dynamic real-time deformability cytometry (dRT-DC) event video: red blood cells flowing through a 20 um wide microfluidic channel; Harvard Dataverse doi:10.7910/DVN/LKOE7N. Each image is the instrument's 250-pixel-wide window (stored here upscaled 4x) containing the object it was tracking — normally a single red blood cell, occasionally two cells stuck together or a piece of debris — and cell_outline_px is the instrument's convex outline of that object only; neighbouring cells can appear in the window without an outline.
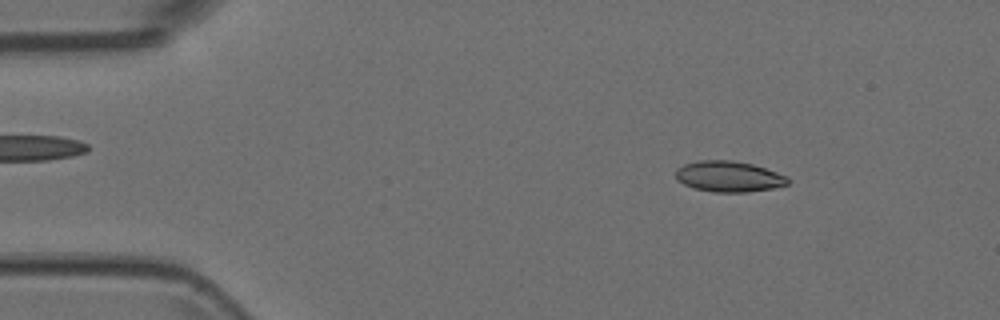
{"species": "Egyptian fruit bat (a non-hibernating species)", "species_latin": "Rousettus aegyptiacus", "temperature_condition": "room temperature", "stored_images_in_passage": 5, "camera_frame_rate_fps": 3000, "um_per_image_px": 0.085, "animal": {"sex": "female"}, "frame": {"image": 1, "passage_image": 2, "time_ms": 0.333, "image_size_px": [1000, 320], "cell_outline_px": [[788, 184], [772, 188], [748, 192], [712, 192], [696, 188], [684, 184], [676, 180], [676, 168], [684, 164], [700, 160], [732, 160], [752, 164], [788, 176]], "centroid_in_image_um": [61.93, 15.0], "position_along_channel_um": 23.1, "area_um2": 20.06}}
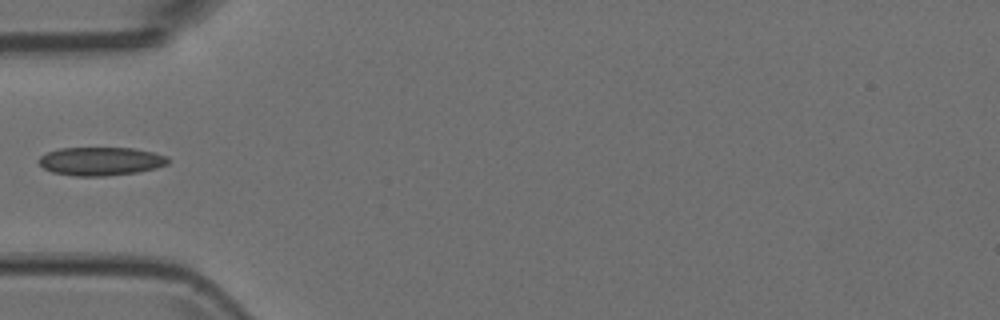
{"frame": {"image": 2, "passage_image": 5, "time_ms": 1.333, "image_size_px": [1000, 320], "cell_outline_px": [[168, 164], [156, 168], [136, 172], [104, 176], [76, 176], [52, 172], [44, 168], [40, 164], [40, 156], [48, 152], [60, 148], [132, 148], [152, 152], [168, 156]], "centroid_in_image_um": [8.57, 13.7], "position_along_channel_um": 76.4, "area_um2": 21.21}}